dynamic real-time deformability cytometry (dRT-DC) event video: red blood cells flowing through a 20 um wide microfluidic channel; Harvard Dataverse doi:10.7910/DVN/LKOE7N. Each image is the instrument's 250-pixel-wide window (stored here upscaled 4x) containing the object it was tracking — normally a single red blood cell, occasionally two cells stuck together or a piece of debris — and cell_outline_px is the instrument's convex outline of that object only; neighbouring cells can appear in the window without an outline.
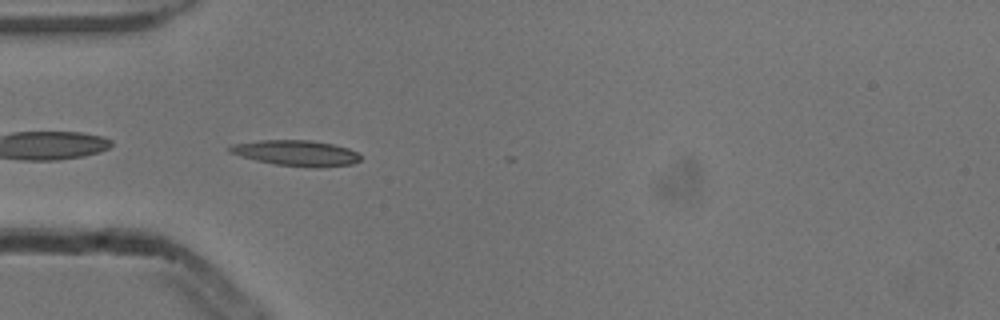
{"species": "common noctule bat (a hibernating species)", "species_latin": "Nyctalus noctula", "temperature_condition": "cold", "stored_images_in_passage": 12, "camera_frame_rate_fps": 3000, "um_per_image_px": 0.085, "animal": {"sex": "male", "body_mass_g": 13.3}, "frame": {"image": 1, "passage_image": 2, "time_ms": 0.333, "image_size_px": [1000, 320], "cell_outline_px": [[360, 160], [352, 164], [320, 168], [308, 168], [276, 164], [256, 160], [240, 156], [228, 152], [228, 148], [232, 144], [260, 140], [312, 140], [332, 144], [348, 148], [360, 152]], "centroid_in_image_um": [25.21, 13.01], "position_along_channel_um": 59.8, "area_um2": 19.77}}
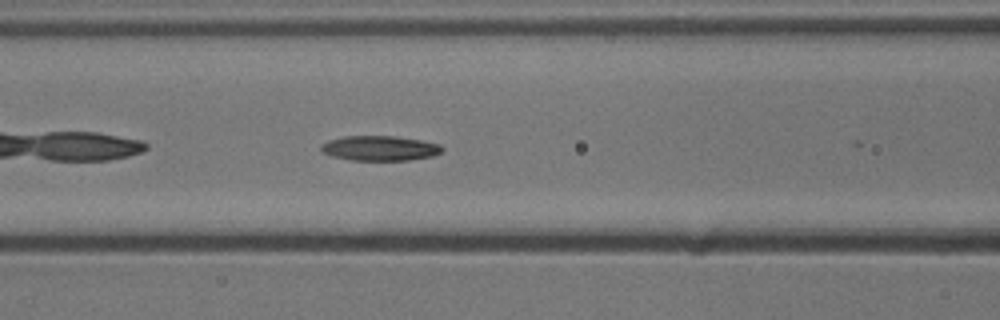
{"frame": {"image": 2, "passage_image": 8, "time_ms": 2.333, "image_size_px": [1000, 320], "cell_outline_px": [[444, 148], [440, 152], [432, 156], [408, 160], [352, 160], [332, 156], [320, 152], [320, 144], [328, 140], [344, 136], [396, 136], [420, 140], [440, 144]], "centroid_in_image_um": [32.24, 12.59], "position_along_channel_um": 134.4, "area_um2": 17.63}}
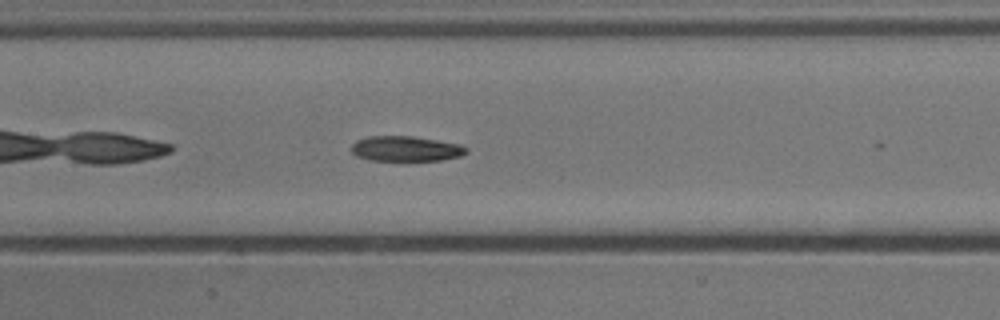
{"frame": {"image": 3, "passage_image": 11, "time_ms": 3.333, "image_size_px": [1000, 320], "cell_outline_px": [[468, 152], [460, 156], [440, 160], [408, 164], [368, 160], [356, 156], [352, 152], [352, 144], [356, 140], [368, 136], [412, 136], [460, 144], [468, 148]], "centroid_in_image_um": [34.48, 12.7], "position_along_channel_um": 172.9, "area_um2": 17.86}}